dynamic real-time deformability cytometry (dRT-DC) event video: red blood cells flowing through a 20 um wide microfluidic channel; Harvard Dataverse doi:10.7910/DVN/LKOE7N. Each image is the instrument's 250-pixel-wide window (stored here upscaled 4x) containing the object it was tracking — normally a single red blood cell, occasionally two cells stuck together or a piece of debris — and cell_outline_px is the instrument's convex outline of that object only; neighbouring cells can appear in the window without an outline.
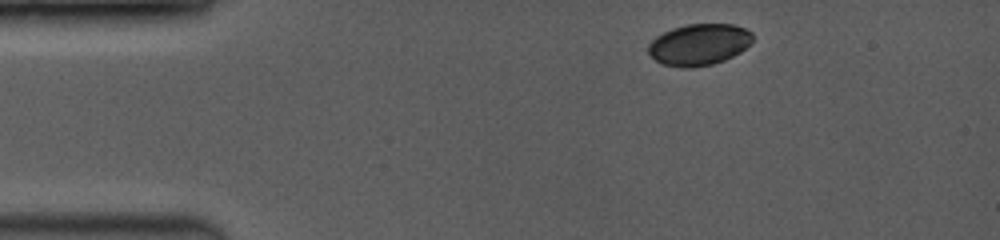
{"species": "common noctule bat (a hibernating species)", "species_latin": "Nyctalus noctula", "temperature_condition": "room temperature", "stored_images_in_passage": 3, "camera_frame_rate_fps": 3500, "um_per_image_px": 0.085, "animal": {"sex": "female", "body_mass_g": 19.0, "forearm_length_mm": 53.3}, "frame": {"image": 1, "passage_image": 1, "time_ms": 0.0, "image_size_px": [1000, 240], "cell_outline_px": [[752, 40], [740, 52], [724, 60], [712, 64], [692, 68], [680, 68], [664, 64], [656, 60], [648, 52], [648, 44], [656, 36], [672, 28], [688, 24], [732, 24], [744, 28], [752, 32]], "centroid_in_image_um": [59.4, 3.79], "position_along_channel_um": 25.6, "area_um2": 25.09}}
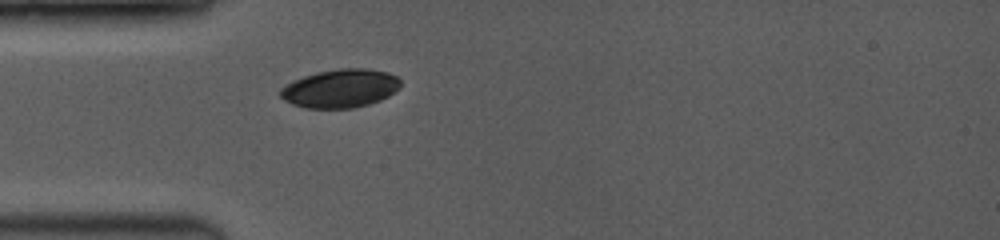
{"frame": {"image": 2, "passage_image": 3, "time_ms": 2.286, "image_size_px": [1000, 240], "cell_outline_px": [[400, 88], [388, 96], [380, 100], [368, 104], [352, 108], [304, 108], [292, 104], [284, 100], [280, 96], [280, 88], [304, 76], [316, 72], [340, 68], [364, 68], [388, 72], [396, 76], [400, 80]], "centroid_in_image_um": [28.94, 7.51], "position_along_channel_um": 56.1, "area_um2": 26.88}}